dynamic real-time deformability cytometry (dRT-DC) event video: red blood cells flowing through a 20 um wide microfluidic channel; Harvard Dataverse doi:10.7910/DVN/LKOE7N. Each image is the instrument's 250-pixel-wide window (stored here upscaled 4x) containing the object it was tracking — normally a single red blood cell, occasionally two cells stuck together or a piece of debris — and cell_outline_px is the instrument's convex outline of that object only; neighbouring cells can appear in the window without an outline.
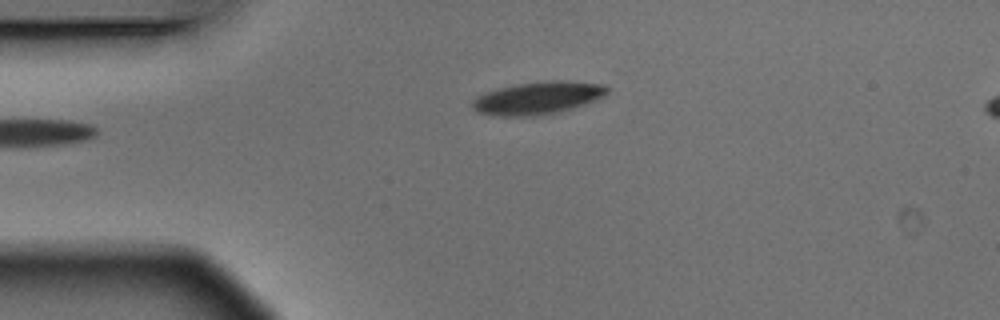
{"species": "Egyptian fruit bat (a non-hibernating species)", "species_latin": "Rousettus aegyptiacus", "temperature_condition": "warm", "stored_images_in_passage": 4, "camera_frame_rate_fps": 3000, "um_per_image_px": 0.085, "animal": {"sex": "male"}, "frame": {"image": 1, "passage_image": 4, "time_ms": 1.0, "image_size_px": [1000, 320], "cell_outline_px": [[608, 92], [604, 96], [596, 100], [572, 108], [532, 116], [500, 116], [480, 112], [472, 108], [472, 100], [476, 96], [500, 88], [516, 84], [548, 80], [564, 80], [604, 84], [608, 88]], "centroid_in_image_um": [45.73, 8.31], "position_along_channel_um": 39.3, "area_um2": 25.32}}